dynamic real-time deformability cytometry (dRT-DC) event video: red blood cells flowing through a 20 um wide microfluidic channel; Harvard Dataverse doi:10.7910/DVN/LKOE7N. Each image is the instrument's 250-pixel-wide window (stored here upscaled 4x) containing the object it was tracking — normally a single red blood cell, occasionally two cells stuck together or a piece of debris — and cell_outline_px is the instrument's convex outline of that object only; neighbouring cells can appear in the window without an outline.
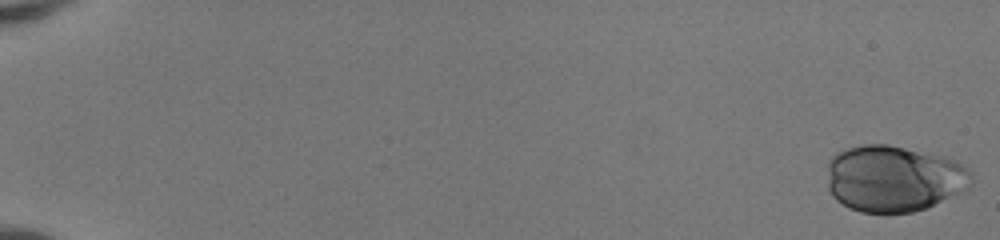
{"species": "human", "species_latin": "Homo sapiens", "temperature_condition": "room temperature", "stored_images_in_passage": 45, "camera_frame_rate_fps": 3000, "um_per_image_px": 0.085, "donor": {"sex": "female"}, "frame": {"image": 1, "passage_image": 1, "time_ms": 0.0, "image_size_px": [1000, 240], "cell_outline_px": [[972, 176], [968, 188], [928, 208], [912, 212], [860, 212], [848, 208], [836, 200], [832, 196], [828, 188], [828, 160], [836, 152], [848, 148], [864, 144], [888, 144], [944, 156], [956, 160]], "centroid_in_image_um": [75.93, 15.17], "position_along_channel_um": 9.1, "area_um2": 55.89}}
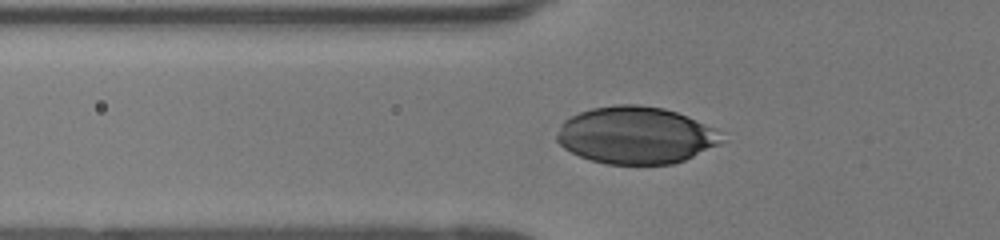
{"frame": {"image": 2, "passage_image": 20, "time_ms": 6.333, "image_size_px": [1000, 240], "cell_outline_px": [[724, 140], [720, 144], [684, 160], [672, 164], [604, 164], [580, 156], [564, 148], [556, 140], [556, 136], [560, 124], [564, 120], [580, 112], [592, 108], [616, 104], [640, 104], [664, 108], [676, 112], [704, 124], [720, 132]], "centroid_in_image_um": [54.02, 11.49], "position_along_channel_um": 71.8, "area_um2": 54.74}}
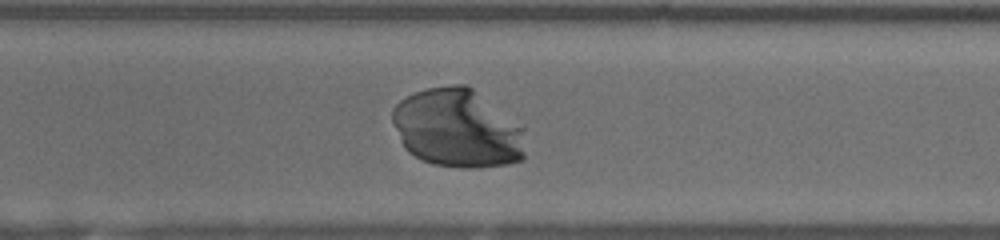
{"frame": {"image": 3, "passage_image": 39, "time_ms": 12.667, "image_size_px": [1000, 240], "cell_outline_px": [[524, 160], [508, 164], [472, 168], [460, 168], [436, 164], [424, 160], [408, 152], [404, 148], [392, 124], [392, 108], [400, 100], [416, 92], [428, 88], [452, 84], [464, 84], [472, 88], [524, 128]], "centroid_in_image_um": [38.87, 10.92], "position_along_channel_um": 331.7, "area_um2": 60.81}}